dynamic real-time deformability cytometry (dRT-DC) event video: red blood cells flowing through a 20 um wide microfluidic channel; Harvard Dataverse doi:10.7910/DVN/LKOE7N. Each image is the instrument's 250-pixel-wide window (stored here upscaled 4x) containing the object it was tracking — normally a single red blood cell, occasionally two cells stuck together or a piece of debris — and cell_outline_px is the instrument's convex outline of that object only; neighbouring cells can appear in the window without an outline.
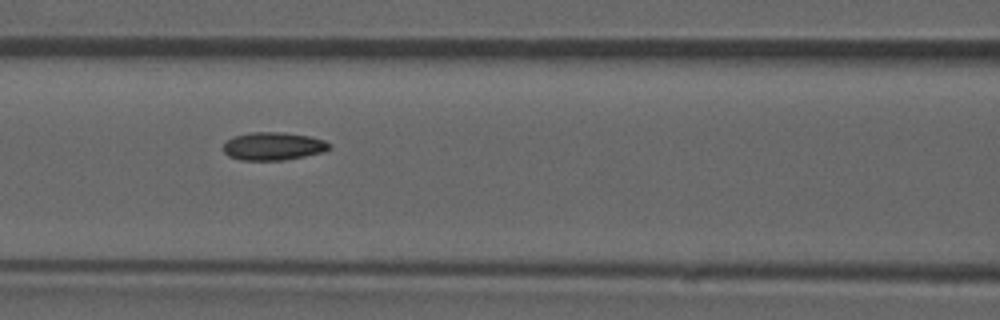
{"species": "common noctule bat (a hibernating species)", "species_latin": "Nyctalus noctula", "temperature_condition": "room temperature", "stored_images_in_passage": 53, "camera_frame_rate_fps": 3000, "um_per_image_px": 0.085, "animal": {"sex": "male", "forearm_length_mm": 52.5}, "frame": {"image": 1, "passage_image": 23, "time_ms": 7.333, "image_size_px": [1000, 320], "cell_outline_px": [[332, 148], [324, 152], [284, 160], [240, 160], [228, 156], [224, 152], [224, 144], [232, 136], [252, 132], [284, 132], [308, 136], [324, 140], [332, 144]], "centroid_in_image_um": [23.25, 12.42], "position_along_channel_um": 143.4, "area_um2": 17.4}}
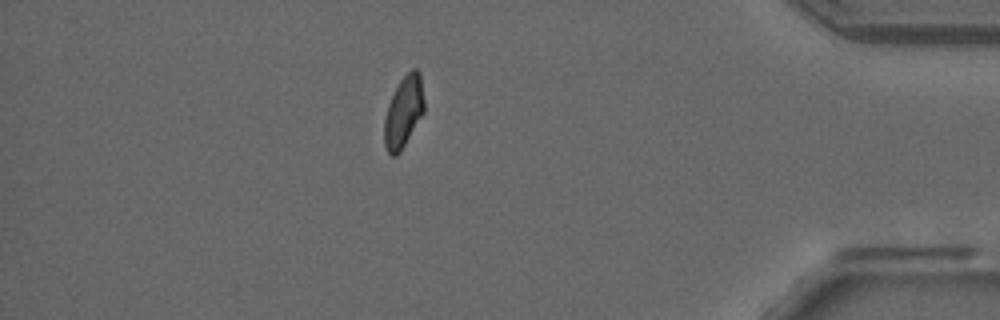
{"frame": {"image": 2, "passage_image": 46, "time_ms": 15.0, "image_size_px": [1000, 320], "cell_outline_px": [[424, 112], [400, 152], [396, 156], [392, 156], [388, 152], [384, 144], [384, 120], [388, 104], [400, 80], [412, 68], [416, 68], [420, 72], [424, 100]], "centroid_in_image_um": [34.31, 9.5], "position_along_channel_um": 400.9, "area_um2": 16.47}, "authors_computed_cell_mechanics": {"area_um2": 16.9354, "velocity_mm_per_s": 3.8964, "shape_relaxation_time_tau1_ms": null, "shape_relaxation_time_tau2_ms": 1.3841, "deformation_change_tau1": null, "deformation_change_tau2": 0.0606}}